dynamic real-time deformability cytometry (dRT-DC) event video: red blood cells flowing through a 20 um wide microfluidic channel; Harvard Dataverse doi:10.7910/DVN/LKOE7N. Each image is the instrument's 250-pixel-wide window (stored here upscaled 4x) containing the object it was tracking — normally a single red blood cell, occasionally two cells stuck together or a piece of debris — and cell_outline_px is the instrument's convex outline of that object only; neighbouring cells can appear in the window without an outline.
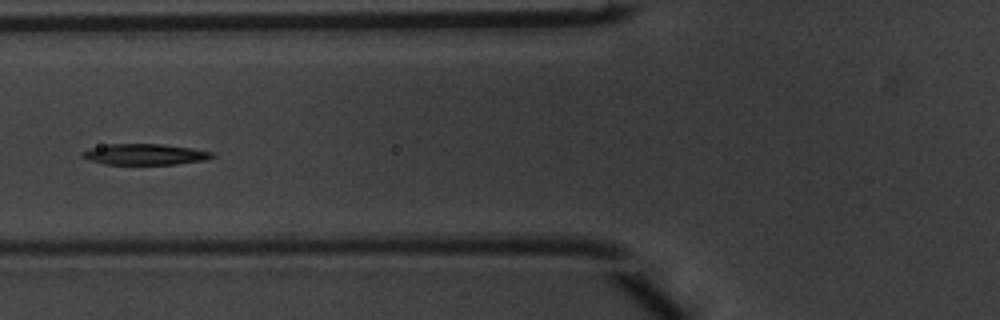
{"species": "common noctule bat (a hibernating species)", "species_latin": "Nyctalus noctula", "temperature_condition": "warm", "stored_images_in_passage": 53, "camera_frame_rate_fps": 3000, "um_per_image_px": 0.085, "animal": {"sex": "male", "body_mass_g": 20.1, "forearm_length_mm": 53.5}, "frame": {"image": 1, "passage_image": 21, "time_ms": 6.667, "image_size_px": [1000, 320], "cell_outline_px": [[216, 156], [204, 160], [172, 164], [104, 164], [88, 160], [80, 156], [80, 152], [88, 148], [108, 144], [160, 144], [188, 148], [212, 152]], "centroid_in_image_um": [12.21, 13.12], "position_along_channel_um": 113.6, "area_um2": 15.72}}
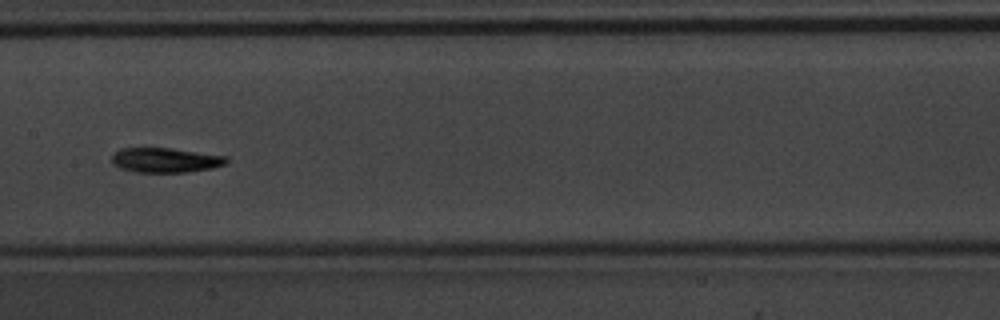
{"frame": {"image": 2, "passage_image": 27, "time_ms": 8.667, "image_size_px": [1000, 320], "cell_outline_px": [[228, 164], [212, 168], [188, 172], [136, 172], [120, 168], [112, 164], [112, 156], [120, 148], [172, 148], [228, 156]], "centroid_in_image_um": [14.1, 13.61], "position_along_channel_um": 193.3, "area_um2": 16.65}}
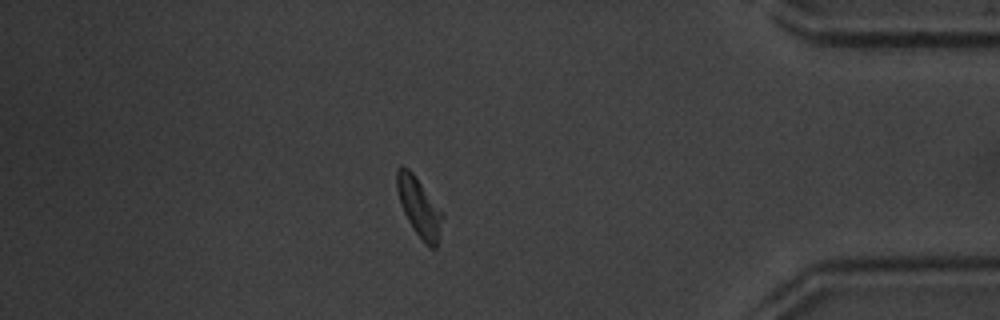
{"frame": {"image": 3, "passage_image": 45, "time_ms": 14.667, "image_size_px": [1000, 320], "cell_outline_px": [[444, 216], [436, 248], [432, 248], [424, 244], [412, 228], [404, 212], [396, 188], [396, 168], [400, 164], [404, 164], [412, 172], [444, 212]], "centroid_in_image_um": [35.63, 17.58], "position_along_channel_um": 399.6, "area_um2": 15.9}, "authors_computed_cell_mechanics": {"area_um2": 16.184, "velocity_mm_per_s": 3.9782, "shape_relaxation_time_tau1_ms": 3.182, "shape_relaxation_time_tau2_ms": 8.8656, "deformation_change_tau1": 0.1534, "deformation_change_tau2": 0.1599}}